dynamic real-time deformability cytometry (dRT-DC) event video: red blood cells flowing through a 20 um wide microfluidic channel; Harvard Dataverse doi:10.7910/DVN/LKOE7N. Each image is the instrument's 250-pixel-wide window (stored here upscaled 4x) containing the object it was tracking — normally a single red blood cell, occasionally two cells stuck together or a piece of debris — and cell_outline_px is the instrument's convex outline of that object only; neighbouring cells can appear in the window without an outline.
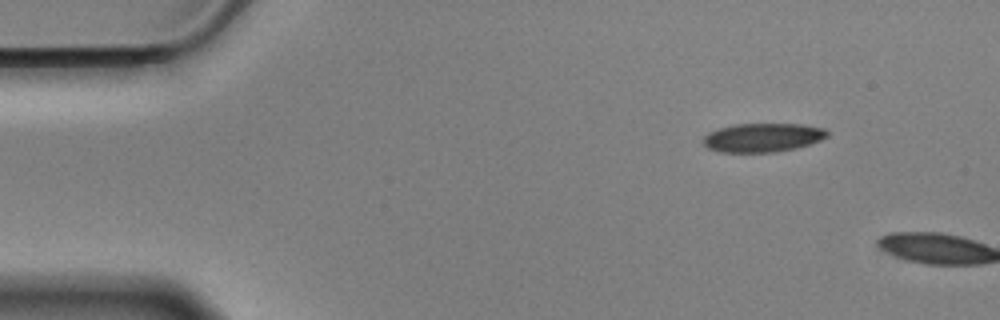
{"species": "Egyptian fruit bat (a non-hibernating species)", "species_latin": "Rousettus aegyptiacus", "temperature_condition": "cold", "stored_images_in_passage": 2, "camera_frame_rate_fps": 3000, "um_per_image_px": 0.085, "animal": {"sex": "male"}, "frame": {"image": 1, "passage_image": 1, "time_ms": 0.0, "image_size_px": [1000, 320], "cell_outline_px": [[828, 136], [820, 140], [796, 148], [776, 152], [720, 152], [708, 148], [704, 144], [704, 136], [708, 132], [732, 124], [804, 124], [824, 128], [828, 132]], "centroid_in_image_um": [64.83, 11.69], "position_along_channel_um": 20.2, "area_um2": 20.81}}